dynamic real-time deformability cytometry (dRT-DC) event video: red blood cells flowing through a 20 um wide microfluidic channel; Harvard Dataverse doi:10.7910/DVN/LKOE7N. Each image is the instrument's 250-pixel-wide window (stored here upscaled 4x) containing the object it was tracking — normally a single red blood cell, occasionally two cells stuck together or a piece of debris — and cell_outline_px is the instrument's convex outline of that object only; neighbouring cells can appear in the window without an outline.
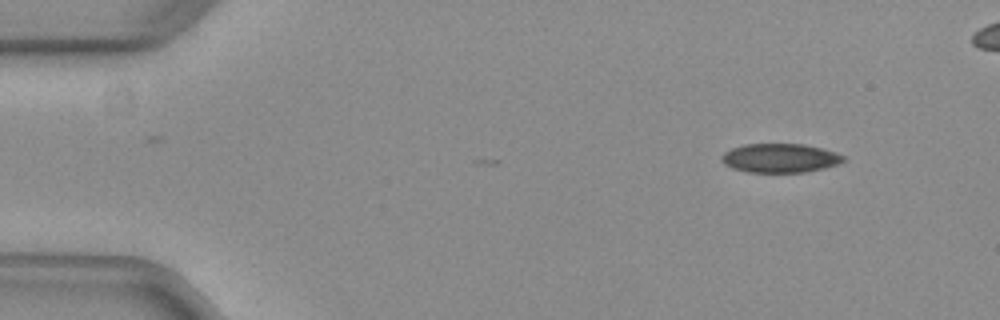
{"species": "common noctule bat (a hibernating species)", "species_latin": "Nyctalus noctula", "temperature_condition": "warm", "stored_images_in_passage": 5, "camera_frame_rate_fps": 3000, "um_per_image_px": 0.085, "animal": {"sex": "female", "body_mass_g": 29.2, "forearm_length_mm": 56.3}, "frame": {"image": 1, "passage_image": 1, "time_ms": 0.0, "image_size_px": [1000, 320], "cell_outline_px": [[844, 160], [836, 164], [824, 168], [804, 172], [748, 172], [732, 168], [724, 164], [720, 156], [724, 152], [732, 148], [744, 144], [804, 144], [820, 148], [844, 156]], "centroid_in_image_um": [66.24, 13.43], "position_along_channel_um": 18.8, "area_um2": 20.35}}